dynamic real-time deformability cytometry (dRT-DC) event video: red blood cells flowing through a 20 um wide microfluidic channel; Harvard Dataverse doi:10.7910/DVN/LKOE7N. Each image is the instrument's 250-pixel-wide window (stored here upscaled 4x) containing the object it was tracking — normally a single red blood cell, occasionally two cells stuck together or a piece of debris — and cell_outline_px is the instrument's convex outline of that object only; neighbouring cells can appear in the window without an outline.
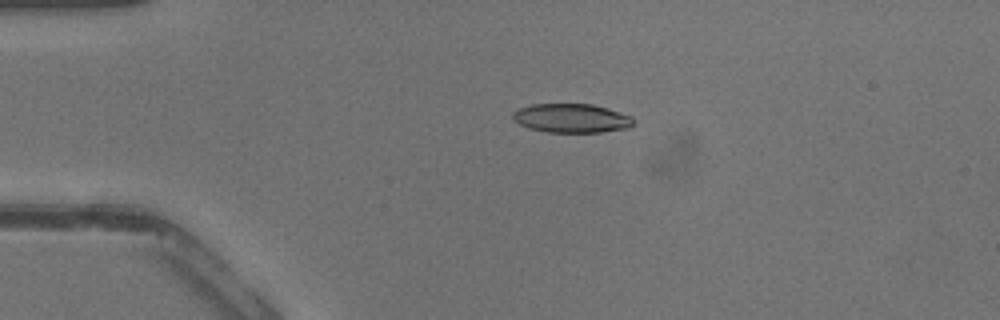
{"species": "common noctule bat (a hibernating species)", "species_latin": "Nyctalus noctula", "temperature_condition": "warm", "stored_images_in_passage": 42, "camera_frame_rate_fps": 3000, "um_per_image_px": 0.085, "animal": {"sex": "male", "body_mass_g": 13.3}, "frame": {"image": 1, "passage_image": 10, "time_ms": 3.0, "image_size_px": [1000, 320], "cell_outline_px": [[636, 120], [628, 128], [600, 132], [548, 132], [528, 128], [520, 124], [512, 116], [512, 112], [520, 108], [532, 104], [592, 104], [608, 108], [632, 116]], "centroid_in_image_um": [48.6, 10.04], "position_along_channel_um": 36.4, "area_um2": 20.35}}
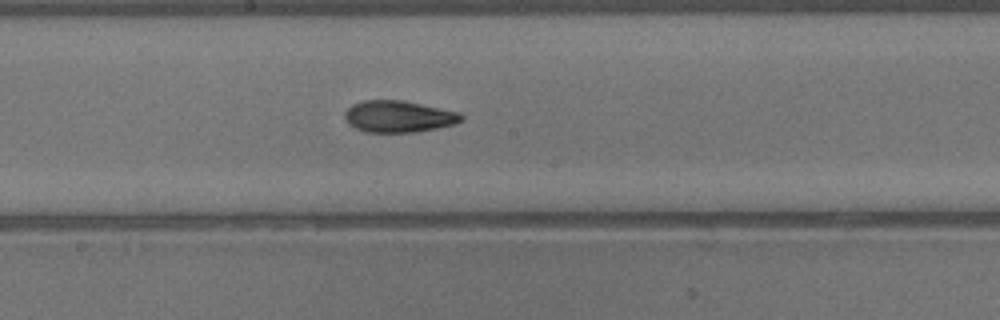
{"frame": {"image": 2, "passage_image": 23, "time_ms": 7.333, "image_size_px": [1000, 320], "cell_outline_px": [[464, 120], [456, 124], [416, 132], [364, 132], [348, 124], [344, 116], [344, 112], [352, 104], [364, 100], [400, 100], [460, 112], [464, 116]], "centroid_in_image_um": [33.88, 9.91], "position_along_channel_um": 214.3, "area_um2": 21.56}}
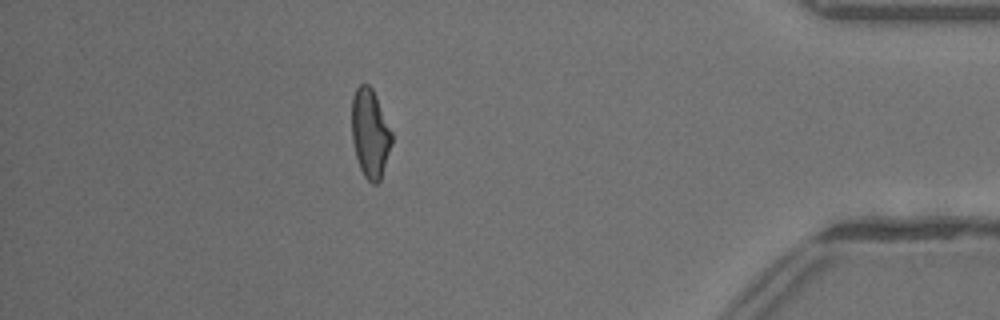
{"frame": {"image": 3, "passage_image": 37, "time_ms": 12.0, "image_size_px": [1000, 320], "cell_outline_px": [[392, 144], [380, 180], [376, 184], [372, 184], [364, 176], [360, 168], [356, 156], [352, 140], [352, 96], [356, 88], [360, 84], [368, 84], [372, 88], [376, 96], [392, 132]], "centroid_in_image_um": [31.45, 11.33], "position_along_channel_um": 403.7, "area_um2": 20.63}}